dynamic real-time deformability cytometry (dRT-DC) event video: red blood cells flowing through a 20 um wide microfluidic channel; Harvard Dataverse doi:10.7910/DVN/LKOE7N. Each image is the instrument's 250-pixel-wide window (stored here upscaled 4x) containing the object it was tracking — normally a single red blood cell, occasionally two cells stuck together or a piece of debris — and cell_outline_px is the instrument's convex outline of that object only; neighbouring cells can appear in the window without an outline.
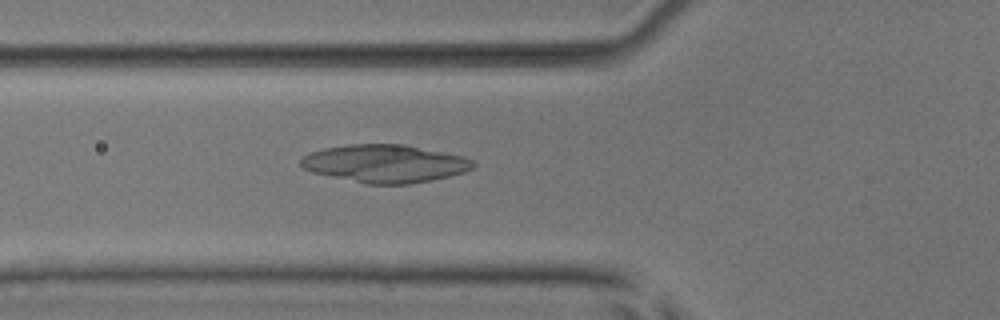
{"species": "common noctule bat (a hibernating species)", "species_latin": "Nyctalus noctula", "temperature_condition": "room temperature", "stored_images_in_passage": 39, "camera_frame_rate_fps": 3000, "um_per_image_px": 0.085, "animal": {"sex": "male", "body_mass_g": 17.9, "forearm_length_mm": 54.2}, "frame": {"image": 1, "passage_image": 6, "time_ms": 1.667, "image_size_px": [1000, 320], "cell_outline_px": [[476, 164], [472, 168], [464, 172], [432, 180], [408, 184], [368, 184], [312, 172], [304, 168], [300, 164], [300, 160], [304, 156], [312, 152], [324, 148], [348, 144], [404, 144], [464, 156], [472, 160]], "centroid_in_image_um": [32.74, 13.9], "position_along_channel_um": 93.1, "area_um2": 37.8}}
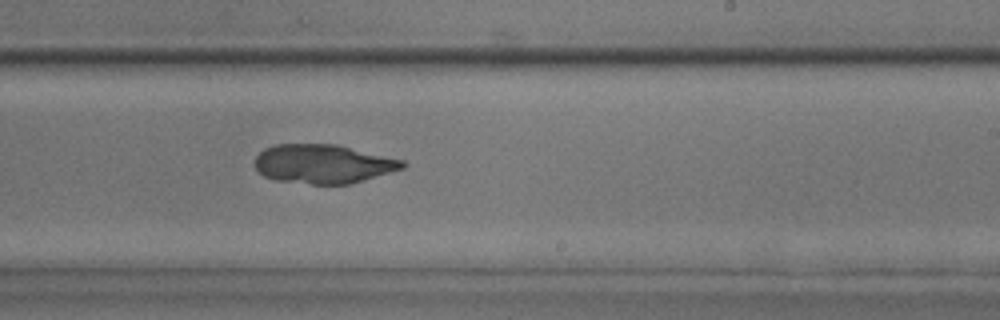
{"frame": {"image": 2, "passage_image": 19, "time_ms": 6.0, "image_size_px": [1000, 320], "cell_outline_px": [[408, 164], [404, 168], [352, 184], [312, 184], [276, 180], [264, 176], [256, 168], [256, 156], [264, 148], [276, 144], [340, 144], [404, 160]], "centroid_in_image_um": [27.52, 13.92], "position_along_channel_um": 261.5, "area_um2": 33.81}}
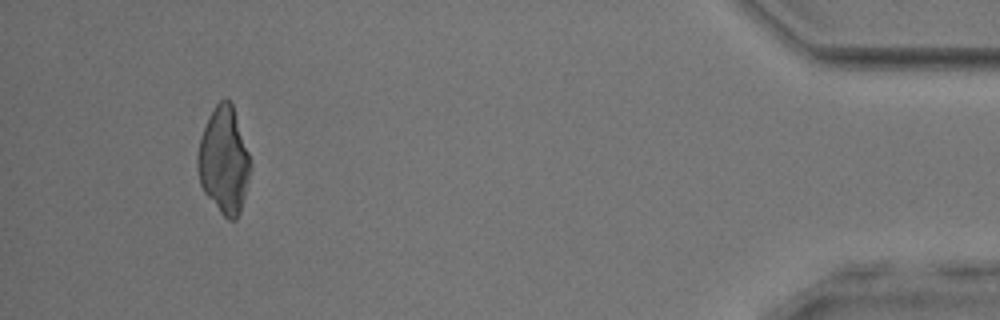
{"frame": {"image": 3, "passage_image": 36, "time_ms": 11.667, "image_size_px": [1000, 320], "cell_outline_px": [[252, 164], [240, 212], [236, 220], [228, 220], [220, 212], [204, 192], [200, 184], [196, 168], [196, 156], [200, 136], [208, 116], [216, 104], [220, 100], [228, 100], [232, 104]], "centroid_in_image_um": [19.0, 13.65], "position_along_channel_um": 416.2, "area_um2": 32.71}}